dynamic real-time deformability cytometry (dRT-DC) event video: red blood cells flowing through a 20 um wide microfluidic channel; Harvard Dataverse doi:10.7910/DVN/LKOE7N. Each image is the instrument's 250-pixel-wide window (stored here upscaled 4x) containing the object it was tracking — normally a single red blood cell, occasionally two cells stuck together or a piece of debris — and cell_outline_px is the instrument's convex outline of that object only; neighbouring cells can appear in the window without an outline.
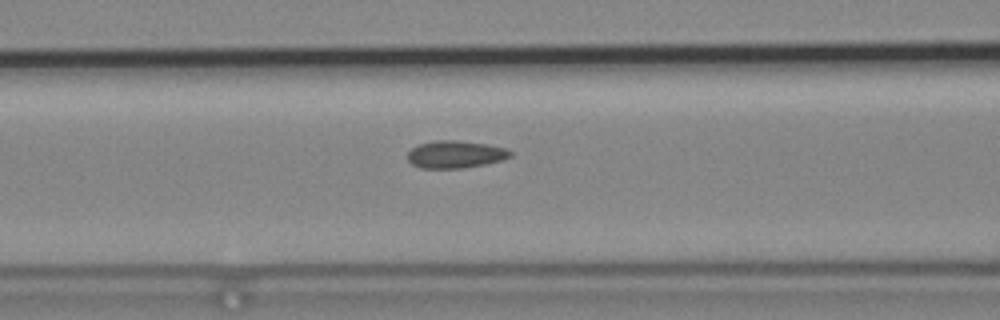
{"species": "common noctule bat (a hibernating species)", "species_latin": "Nyctalus noctula", "temperature_condition": "cold", "stored_images_in_passage": 4, "segment_of_instrument_passage": [2, 2], "camera_frame_rate_fps": 3000, "um_per_image_px": 0.085, "animal": {"sex": "male", "body_mass_g": 19.2, "forearm_length_mm": 51.8}, "frame": {"image": 1, "passage_image": 4, "time_ms": 1.0, "image_size_px": [1000, 320], "cell_outline_px": [[512, 156], [504, 160], [464, 168], [420, 168], [412, 164], [408, 160], [408, 152], [412, 148], [420, 144], [436, 140], [456, 140], [488, 144], [508, 148], [512, 152]], "centroid_in_image_um": [38.75, 13.12], "position_along_channel_um": 127.8, "area_um2": 16.53}}